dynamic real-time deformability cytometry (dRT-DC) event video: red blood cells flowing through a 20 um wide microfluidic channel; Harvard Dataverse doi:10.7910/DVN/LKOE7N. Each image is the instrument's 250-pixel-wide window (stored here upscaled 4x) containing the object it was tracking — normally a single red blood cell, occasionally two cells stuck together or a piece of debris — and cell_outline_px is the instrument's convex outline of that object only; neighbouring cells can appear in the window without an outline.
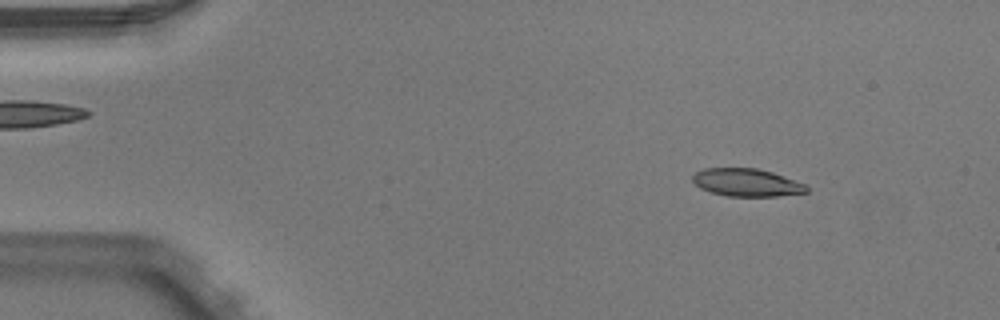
{"species": "Egyptian fruit bat (a non-hibernating species)", "species_latin": "Rousettus aegyptiacus", "temperature_condition": "warm", "stored_images_in_passage": 3, "camera_frame_rate_fps": 3000, "um_per_image_px": 0.085, "animal": {"sex": "male"}, "frame": {"image": 1, "passage_image": 1, "time_ms": 0.0, "image_size_px": [1000, 320], "cell_outline_px": [[808, 192], [776, 196], [728, 196], [712, 192], [700, 188], [692, 180], [692, 176], [696, 172], [704, 168], [756, 168], [772, 172], [808, 184]], "centroid_in_image_um": [63.5, 15.51], "position_along_channel_um": 21.5, "area_um2": 18.44}}
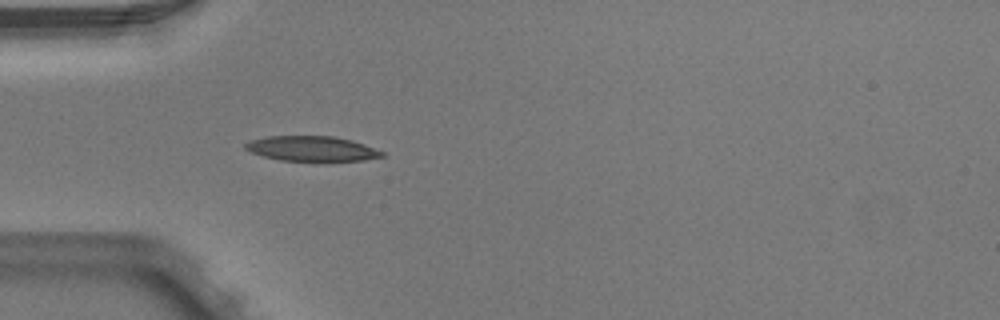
{"frame": {"image": 2, "passage_image": 3, "time_ms": 0.667, "image_size_px": [1000, 320], "cell_outline_px": [[384, 156], [364, 160], [280, 160], [264, 156], [252, 152], [244, 148], [244, 144], [252, 140], [268, 136], [332, 136], [352, 140], [364, 144], [384, 152]], "centroid_in_image_um": [26.51, 12.62], "position_along_channel_um": 58.5, "area_um2": 19.54}}